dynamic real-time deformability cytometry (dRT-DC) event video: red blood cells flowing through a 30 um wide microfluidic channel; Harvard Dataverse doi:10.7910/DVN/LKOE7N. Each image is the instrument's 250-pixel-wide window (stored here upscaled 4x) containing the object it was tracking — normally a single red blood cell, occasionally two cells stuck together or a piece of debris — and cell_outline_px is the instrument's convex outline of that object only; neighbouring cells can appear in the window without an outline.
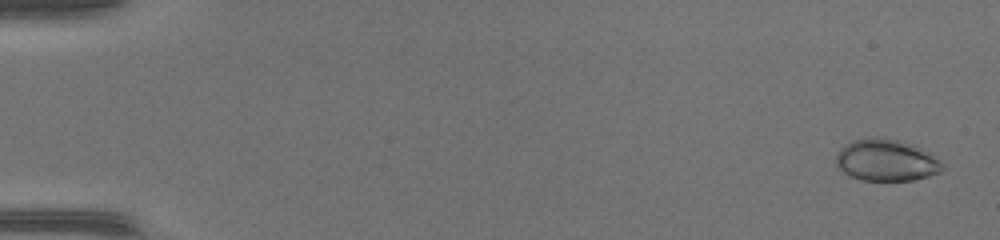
{"species": "common noctule bat (a hibernating species)", "species_latin": "Nyctalus noctula", "temperature_condition": "warm", "stored_images_in_passage": 51, "camera_frame_rate_fps": 3000, "um_per_image_px": 0.085, "animal": {"sex": "female", "body_mass_g": 17.0, "forearm_length_mm": 48.0}, "frame": {"image": 1, "passage_image": 2, "time_ms": 0.333, "image_size_px": [1000, 240], "cell_outline_px": [[940, 172], [928, 176], [912, 180], [860, 180], [848, 176], [836, 164], [836, 156], [840, 148], [856, 140], [888, 140], [912, 148], [932, 156], [940, 164]], "centroid_in_image_um": [75.21, 13.71], "position_along_channel_um": 9.8, "area_um2": 23.87}}
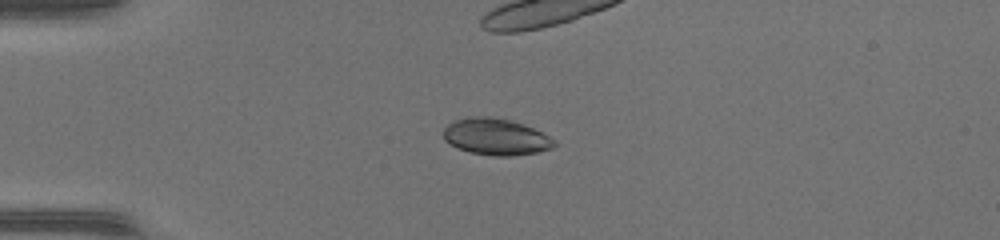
{"frame": {"image": 2, "passage_image": 14, "time_ms": 4.333, "image_size_px": [1000, 240], "cell_outline_px": [[556, 144], [552, 148], [540, 152], [512, 156], [492, 156], [468, 152], [456, 148], [444, 140], [444, 128], [448, 124], [456, 120], [472, 116], [488, 116], [508, 120], [532, 128], [548, 136]], "centroid_in_image_um": [42.11, 11.65], "position_along_channel_um": 42.9, "area_um2": 23.47}, "authors_computed_cell_mechanics": {"area_um2": 22.9466, "velocity_mm_per_s": 4.1843, "shape_relaxation_time_tau1_ms": 3.2439, "shape_relaxation_time_tau2_ms": null, "deformation_change_tau1": 0.0981, "deformation_change_tau2": null}}